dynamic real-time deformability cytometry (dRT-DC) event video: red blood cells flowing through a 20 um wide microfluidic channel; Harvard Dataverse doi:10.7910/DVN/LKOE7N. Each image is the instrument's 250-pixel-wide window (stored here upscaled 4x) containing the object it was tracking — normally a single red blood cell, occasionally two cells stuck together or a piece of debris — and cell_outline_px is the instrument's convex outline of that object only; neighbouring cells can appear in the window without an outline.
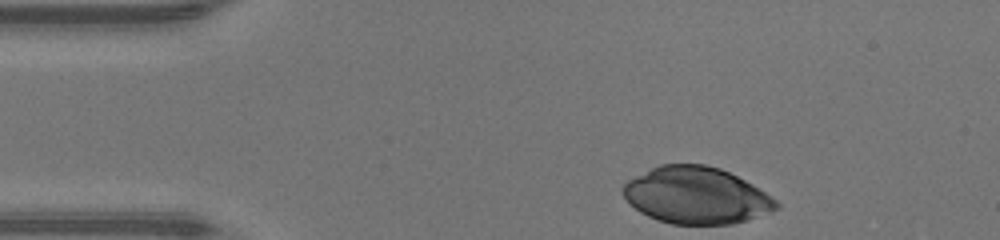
{"species": "human", "species_latin": "Homo sapiens", "temperature_condition": "warm", "stored_images_in_passage": 31, "camera_frame_rate_fps": 3000, "um_per_image_px": 0.085, "donor": {"sex": "male"}, "frame": {"image": 1, "passage_image": 1, "time_ms": 0.0, "image_size_px": [1000, 240], "cell_outline_px": [[780, 208], [772, 212], [748, 220], [732, 224], [672, 224], [648, 216], [640, 212], [624, 196], [620, 188], [628, 180], [660, 164], [704, 164], [720, 168], [752, 184], [772, 196], [780, 204]], "centroid_in_image_um": [59.22, 16.62], "position_along_channel_um": 25.8, "area_um2": 50.58}}
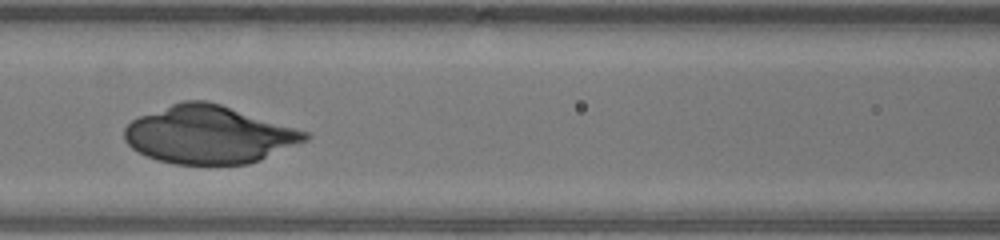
{"frame": {"image": 2, "passage_image": 14, "time_ms": 4.333, "image_size_px": [1000, 240], "cell_outline_px": [[312, 136], [308, 140], [260, 160], [248, 164], [176, 164], [160, 160], [148, 156], [132, 148], [124, 140], [124, 128], [132, 120], [140, 116], [172, 104], [184, 100], [204, 100], [220, 104], [308, 132]], "centroid_in_image_um": [17.77, 11.45], "position_along_channel_um": 148.8, "area_um2": 60.29}}
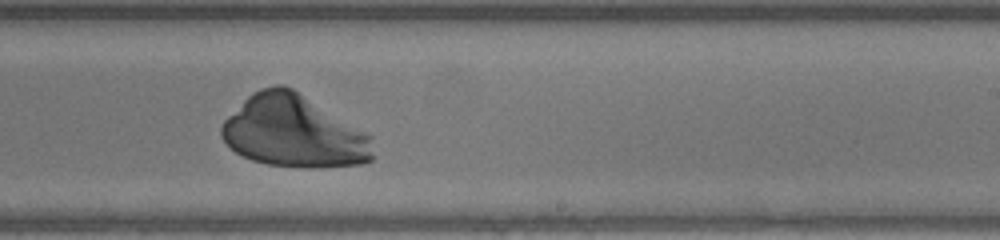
{"frame": {"image": 3, "passage_image": 22, "time_ms": 7.0, "image_size_px": [1000, 240], "cell_outline_px": [[372, 160], [360, 164], [320, 168], [268, 164], [252, 160], [236, 152], [220, 136], [220, 128], [224, 120], [252, 92], [260, 88], [276, 84], [284, 84], [292, 88], [372, 136]], "centroid_in_image_um": [24.95, 11.18], "position_along_channel_um": 264.1, "area_um2": 63.06}}